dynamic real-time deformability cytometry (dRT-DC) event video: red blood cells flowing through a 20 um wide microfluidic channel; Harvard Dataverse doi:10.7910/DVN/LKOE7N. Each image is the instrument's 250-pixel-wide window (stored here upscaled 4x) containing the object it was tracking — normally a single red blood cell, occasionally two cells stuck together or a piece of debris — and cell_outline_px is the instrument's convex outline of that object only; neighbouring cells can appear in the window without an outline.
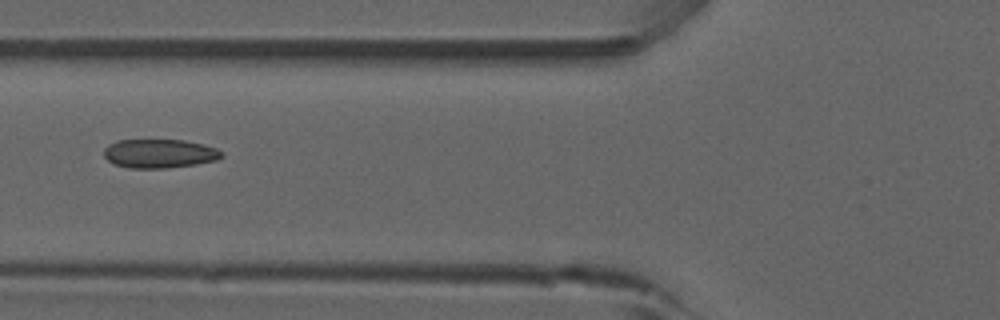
{"species": "common noctule bat (a hibernating species)", "species_latin": "Nyctalus noctula", "temperature_condition": "room temperature", "stored_images_in_passage": 22, "camera_frame_rate_fps": 3000, "um_per_image_px": 0.085, "animal": {"sex": "male", "forearm_length_mm": 52.5}, "frame": {"image": 1, "passage_image": 16, "time_ms": 5.0, "image_size_px": [1000, 320], "cell_outline_px": [[224, 156], [216, 160], [196, 164], [168, 168], [128, 168], [112, 164], [104, 156], [104, 148], [108, 144], [116, 140], [184, 140], [204, 144], [216, 148], [224, 152]], "centroid_in_image_um": [13.55, 13.05], "position_along_channel_um": 112.3, "area_um2": 20.06}}